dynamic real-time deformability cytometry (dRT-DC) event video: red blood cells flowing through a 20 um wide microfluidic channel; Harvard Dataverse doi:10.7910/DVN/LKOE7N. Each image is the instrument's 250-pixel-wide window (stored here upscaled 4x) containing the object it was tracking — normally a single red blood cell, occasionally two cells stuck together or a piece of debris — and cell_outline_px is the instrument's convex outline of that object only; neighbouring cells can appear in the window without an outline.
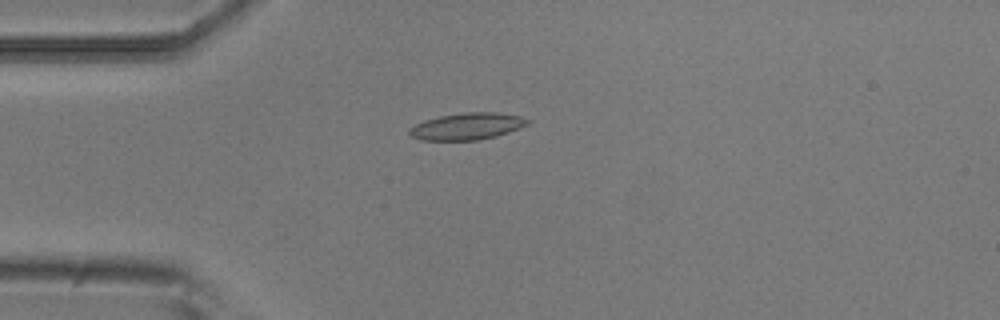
{"species": "common noctule bat (a hibernating species)", "species_latin": "Nyctalus noctula", "temperature_condition": "room temperature", "stored_images_in_passage": 4, "camera_frame_rate_fps": 3000, "um_per_image_px": 0.085, "animal": {"sex": "male", "body_mass_g": 20.5, "forearm_length_mm": 52.5}, "frame": {"image": 1, "passage_image": 4, "time_ms": 1.0, "image_size_px": [1000, 320], "cell_outline_px": [[532, 120], [528, 124], [520, 128], [496, 136], [480, 140], [420, 140], [412, 136], [408, 132], [416, 124], [424, 120], [440, 116], [464, 112], [496, 112], [520, 116]], "centroid_in_image_um": [39.74, 10.73], "position_along_channel_um": 45.3, "area_um2": 18.44}}